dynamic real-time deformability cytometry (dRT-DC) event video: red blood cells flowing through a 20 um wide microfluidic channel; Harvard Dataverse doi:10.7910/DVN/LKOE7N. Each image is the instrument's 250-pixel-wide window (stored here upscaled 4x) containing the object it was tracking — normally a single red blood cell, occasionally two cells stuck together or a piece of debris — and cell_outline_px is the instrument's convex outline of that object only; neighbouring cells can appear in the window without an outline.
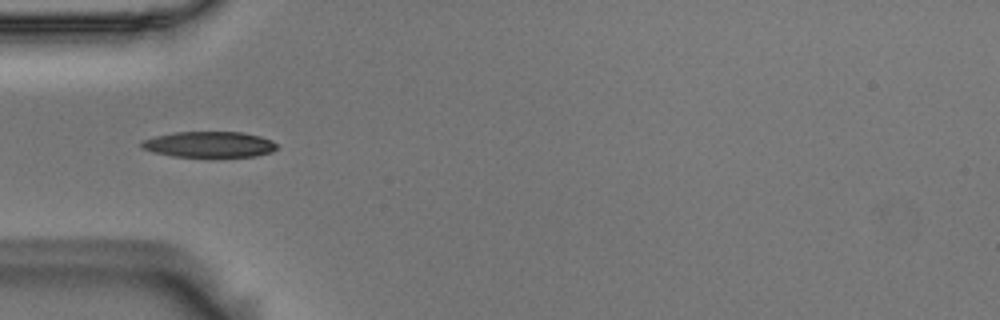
{"species": "Egyptian fruit bat (a non-hibernating species)", "species_latin": "Rousettus aegyptiacus", "temperature_condition": "room temperature", "stored_images_in_passage": 14, "camera_frame_rate_fps": 3000, "um_per_image_px": 0.085, "animal": {"sex": "male"}, "frame": {"image": 1, "passage_image": 4, "time_ms": 1.0, "image_size_px": [1000, 320], "cell_outline_px": [[276, 148], [272, 152], [256, 156], [208, 160], [172, 156], [152, 152], [140, 148], [140, 144], [144, 140], [156, 136], [176, 132], [244, 132], [260, 136], [272, 140], [276, 144]], "centroid_in_image_um": [17.79, 12.33], "position_along_channel_um": 67.2, "area_um2": 21.44}}
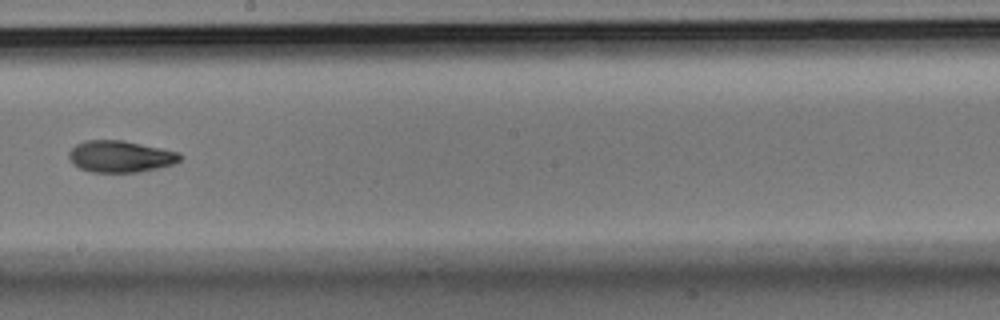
{"frame": {"image": 2, "passage_image": 8, "time_ms": 2.333, "image_size_px": [1000, 320], "cell_outline_px": [[184, 156], [180, 160], [172, 164], [140, 172], [92, 172], [80, 168], [72, 164], [68, 156], [68, 152], [76, 144], [84, 140], [124, 140], [180, 152]], "centroid_in_image_um": [10.22, 13.29], "position_along_channel_um": 238.0, "area_um2": 20.63}}
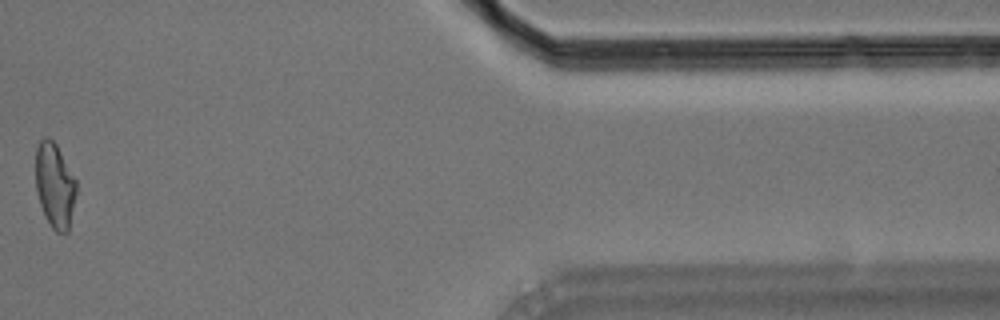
{"frame": {"image": 3, "passage_image": 13, "time_ms": 4.0, "image_size_px": [1000, 320], "cell_outline_px": [[76, 196], [68, 232], [56, 232], [52, 228], [40, 204], [36, 188], [36, 148], [40, 140], [44, 136], [48, 136], [56, 144], [76, 180]], "centroid_in_image_um": [4.66, 15.74], "position_along_channel_um": 406.7, "area_um2": 19.94}}